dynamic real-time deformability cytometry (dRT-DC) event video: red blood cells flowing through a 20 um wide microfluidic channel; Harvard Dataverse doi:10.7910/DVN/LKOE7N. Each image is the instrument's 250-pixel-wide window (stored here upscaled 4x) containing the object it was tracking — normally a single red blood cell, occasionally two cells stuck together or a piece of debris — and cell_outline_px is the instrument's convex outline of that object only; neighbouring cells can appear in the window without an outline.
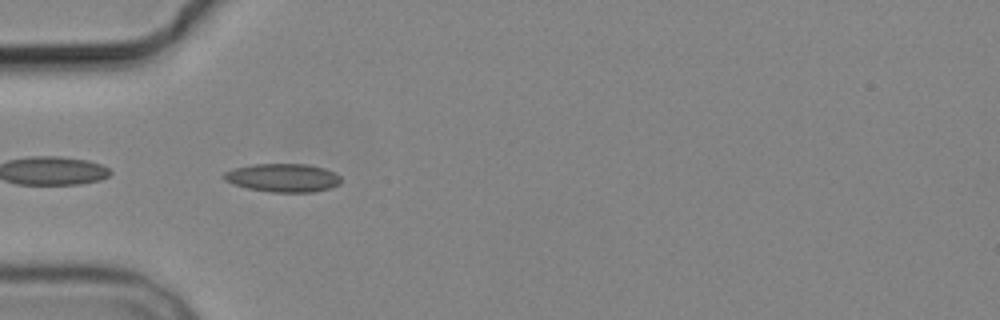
{"species": "common noctule bat (a hibernating species)", "species_latin": "Nyctalus noctula", "temperature_condition": "cold", "stored_images_in_passage": 9, "camera_frame_rate_fps": 3000, "um_per_image_px": 0.085, "animal": {"sex": "male", "body_mass_g": 19.2, "forearm_length_mm": 51.8}, "frame": {"image": 1, "passage_image": 5, "time_ms": 4.667, "image_size_px": [1000, 320], "cell_outline_px": [[340, 184], [328, 188], [312, 192], [272, 192], [248, 188], [224, 180], [220, 176], [224, 172], [232, 168], [252, 164], [308, 164], [324, 168], [336, 172], [340, 176]], "centroid_in_image_um": [24.03, 15.09], "position_along_channel_um": 61.0, "area_um2": 19.42}}
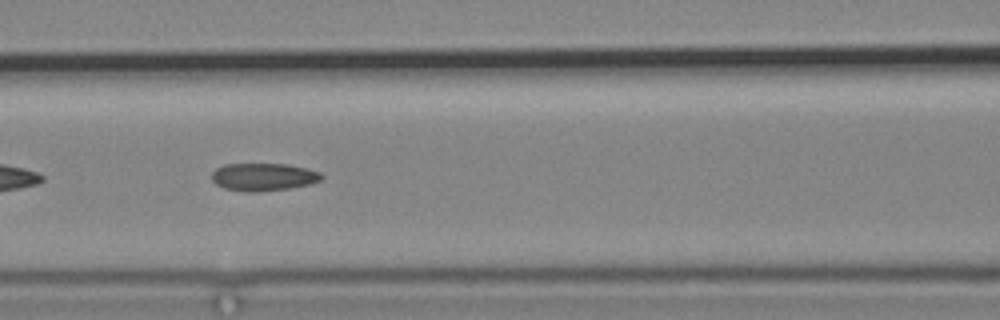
{"frame": {"image": 2, "passage_image": 7, "time_ms": 7.0, "image_size_px": [1000, 320], "cell_outline_px": [[324, 176], [320, 180], [308, 184], [288, 188], [260, 192], [252, 192], [224, 188], [216, 184], [212, 180], [212, 172], [216, 168], [224, 164], [288, 164], [308, 168], [320, 172]], "centroid_in_image_um": [22.39, 15.03], "position_along_channel_um": 144.2, "area_um2": 17.69}}
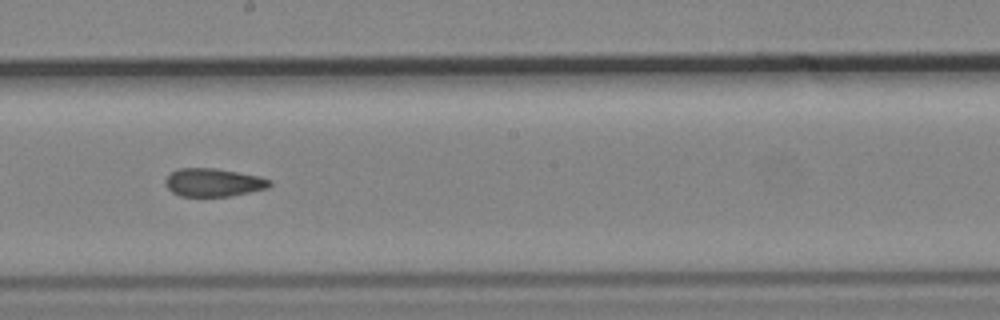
{"frame": {"image": 3, "passage_image": 9, "time_ms": 9.333, "image_size_px": [1000, 320], "cell_outline_px": [[272, 184], [268, 188], [232, 196], [180, 196], [172, 192], [164, 184], [164, 180], [172, 172], [180, 168], [216, 168], [260, 176], [272, 180]], "centroid_in_image_um": [18.16, 15.51], "position_along_channel_um": 230.0, "area_um2": 17.22}}